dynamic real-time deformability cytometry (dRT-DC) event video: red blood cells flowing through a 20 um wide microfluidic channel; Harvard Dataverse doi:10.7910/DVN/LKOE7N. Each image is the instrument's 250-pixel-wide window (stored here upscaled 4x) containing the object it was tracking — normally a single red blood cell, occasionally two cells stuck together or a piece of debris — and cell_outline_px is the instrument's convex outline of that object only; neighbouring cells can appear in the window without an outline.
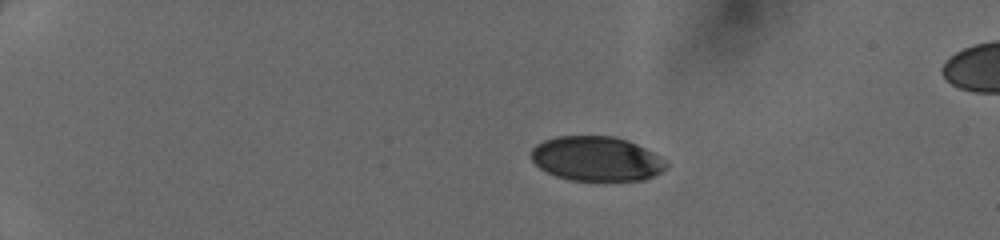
{"species": "human", "species_latin": "Homo sapiens", "temperature_condition": "cold", "stored_images_in_passage": 39, "camera_frame_rate_fps": 3000, "um_per_image_px": 0.085, "donor": {"sex": "female"}, "frame": {"image": 1, "passage_image": 1, "time_ms": 0.0, "image_size_px": [1000, 240], "cell_outline_px": [[668, 164], [660, 172], [644, 180], [604, 184], [568, 180], [556, 176], [540, 168], [532, 160], [532, 148], [536, 144], [544, 140], [556, 136], [612, 136], [628, 140], [652, 152], [664, 160]], "centroid_in_image_um": [50.69, 13.55], "position_along_channel_um": 34.3, "area_um2": 35.89}}
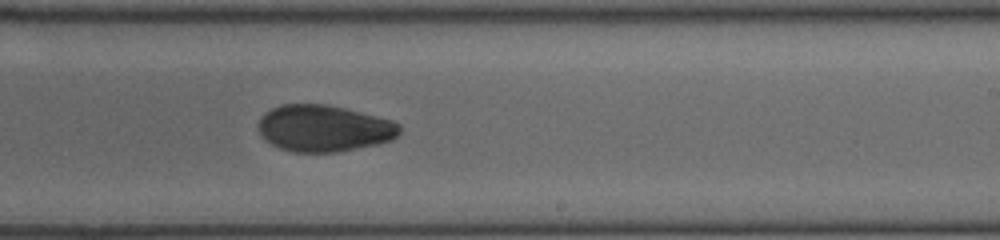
{"frame": {"image": 2, "passage_image": 23, "time_ms": 7.333, "image_size_px": [1000, 240], "cell_outline_px": [[400, 136], [392, 140], [376, 144], [336, 152], [292, 152], [280, 148], [264, 140], [260, 136], [256, 128], [256, 124], [260, 116], [272, 108], [280, 104], [328, 104], [392, 120], [400, 124]], "centroid_in_image_um": [27.49, 10.9], "position_along_channel_um": 261.5, "area_um2": 38.73}}
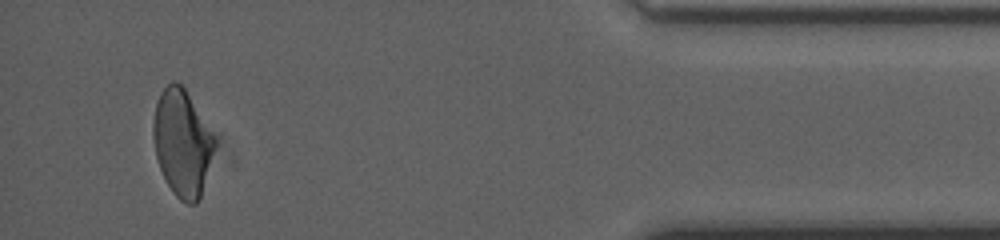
{"frame": {"image": 3, "passage_image": 37, "time_ms": 12.0, "image_size_px": [1000, 240], "cell_outline_px": [[216, 144], [200, 200], [196, 204], [188, 204], [180, 200], [172, 192], [160, 168], [156, 156], [152, 136], [152, 124], [156, 104], [160, 92], [172, 80], [176, 80], [184, 88], [216, 140]], "centroid_in_image_um": [15.47, 12.17], "position_along_channel_um": 419.7, "area_um2": 37.92}}